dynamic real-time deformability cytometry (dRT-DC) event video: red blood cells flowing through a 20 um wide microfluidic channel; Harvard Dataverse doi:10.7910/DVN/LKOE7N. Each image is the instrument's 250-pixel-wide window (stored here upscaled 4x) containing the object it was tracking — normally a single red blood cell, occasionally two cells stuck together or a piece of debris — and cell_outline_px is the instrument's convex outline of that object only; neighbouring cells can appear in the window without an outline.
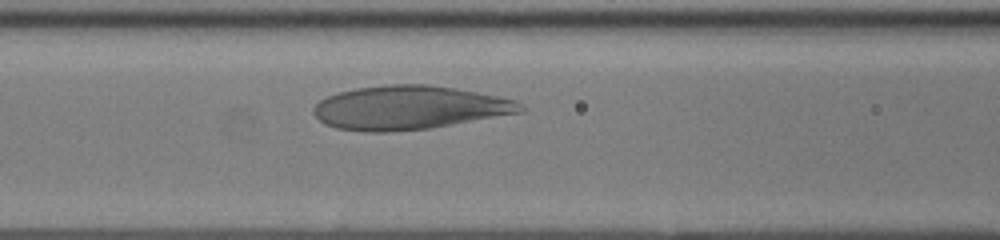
{"species": "human", "species_latin": "Homo sapiens", "temperature_condition": "room temperature", "stored_images_in_passage": 28, "camera_frame_rate_fps": 3000, "um_per_image_px": 0.085, "donor": {"sex": "female"}, "frame": {"image": 1, "passage_image": 10, "time_ms": 3.0, "image_size_px": [1000, 240], "cell_outline_px": [[524, 112], [428, 128], [388, 132], [364, 132], [336, 128], [324, 124], [312, 112], [312, 108], [320, 100], [328, 96], [340, 92], [356, 88], [388, 84], [428, 84], [456, 88], [516, 100], [524, 108]], "centroid_in_image_um": [34.75, 9.15], "position_along_channel_um": 131.8, "area_um2": 52.6}}
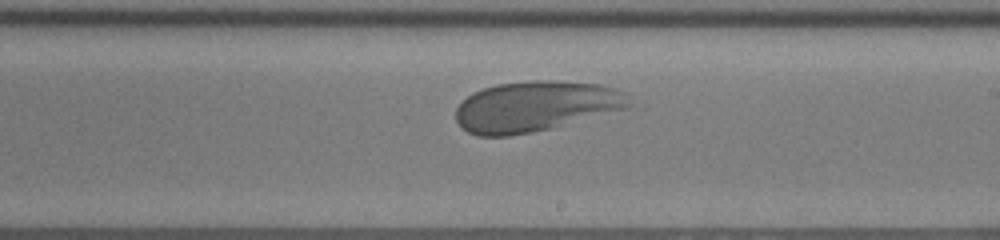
{"frame": {"image": 2, "passage_image": 17, "time_ms": 5.333, "image_size_px": [1000, 240], "cell_outline_px": [[628, 108], [552, 128], [532, 132], [508, 136], [476, 136], [468, 132], [456, 120], [456, 108], [472, 92], [496, 84], [532, 80], [556, 80], [600, 84], [624, 92], [628, 104]], "centroid_in_image_um": [45.49, 9.04], "position_along_channel_um": 243.5, "area_um2": 50.75}}
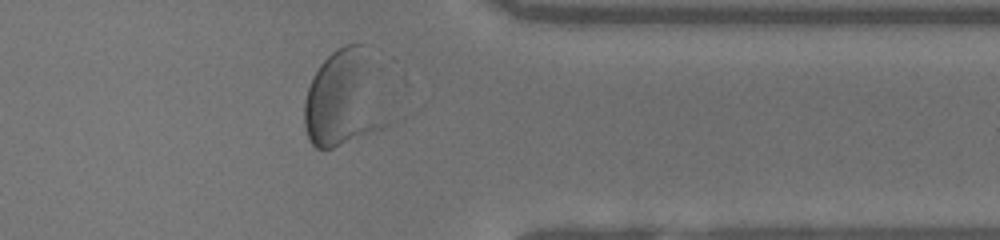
{"frame": {"image": 3, "passage_image": 26, "time_ms": 8.333, "image_size_px": [1000, 240], "cell_outline_px": [[404, 116], [400, 120], [384, 128], [332, 148], [316, 148], [308, 140], [304, 128], [304, 100], [312, 76], [320, 64], [332, 52], [348, 44], [364, 44]], "centroid_in_image_um": [29.54, 8.42], "position_along_channel_um": 381.9, "area_um2": 50.98}}